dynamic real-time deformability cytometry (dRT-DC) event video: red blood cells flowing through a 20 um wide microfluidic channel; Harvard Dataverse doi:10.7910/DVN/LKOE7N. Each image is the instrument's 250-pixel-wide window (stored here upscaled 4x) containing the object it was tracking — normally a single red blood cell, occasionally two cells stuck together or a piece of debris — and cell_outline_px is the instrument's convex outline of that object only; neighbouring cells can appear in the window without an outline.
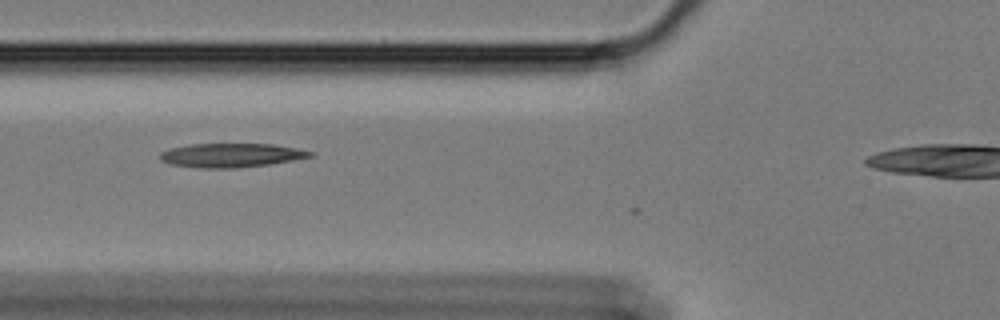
{"species": "Egyptian fruit bat (a non-hibernating species)", "species_latin": "Rousettus aegyptiacus", "temperature_condition": "cold", "stored_images_in_passage": 5, "camera_frame_rate_fps": 3000, "um_per_image_px": 0.085, "animal": {"sex": "female"}, "frame": {"image": 1, "passage_image": 2, "time_ms": 0.333, "image_size_px": [1000, 320], "cell_outline_px": [[316, 156], [268, 164], [232, 168], [200, 168], [172, 164], [160, 160], [160, 152], [168, 148], [188, 144], [272, 144], [296, 148], [316, 152]], "centroid_in_image_um": [19.65, 13.19], "position_along_channel_um": 106.1, "area_um2": 20.98}}